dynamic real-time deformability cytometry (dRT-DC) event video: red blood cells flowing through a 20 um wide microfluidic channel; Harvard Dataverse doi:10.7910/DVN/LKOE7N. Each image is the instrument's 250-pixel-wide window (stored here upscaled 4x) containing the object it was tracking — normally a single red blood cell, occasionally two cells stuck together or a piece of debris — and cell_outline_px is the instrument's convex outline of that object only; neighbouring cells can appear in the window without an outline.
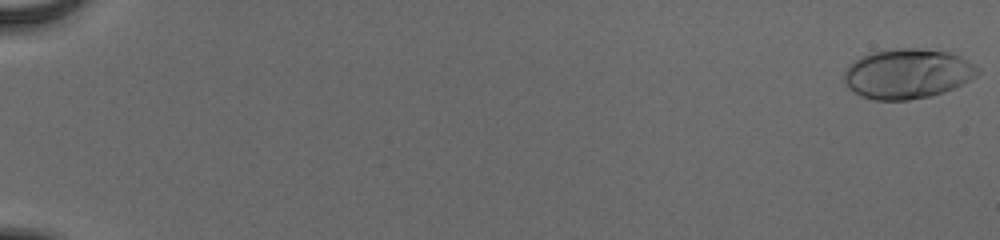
{"species": "human", "species_latin": "Homo sapiens", "temperature_condition": "cold", "stored_images_in_passage": 56, "camera_frame_rate_fps": 3000, "um_per_image_px": 0.085, "donor": {"sex": "male"}, "frame": {"image": 1, "passage_image": 1, "time_ms": 0.0, "image_size_px": [1000, 240], "cell_outline_px": [[980, 72], [976, 76], [944, 92], [932, 96], [908, 100], [872, 100], [860, 96], [852, 92], [844, 84], [844, 72], [848, 64], [852, 60], [868, 52], [896, 48], [916, 48], [948, 52], [960, 56], [980, 68]], "centroid_in_image_um": [77.07, 6.26], "position_along_channel_um": 7.9, "area_um2": 39.25}}
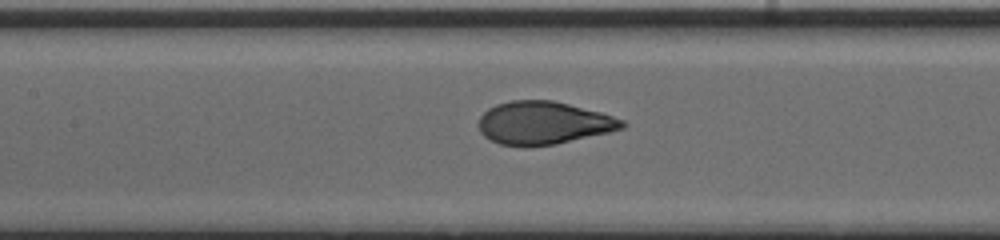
{"frame": {"image": 2, "passage_image": 29, "time_ms": 9.333, "image_size_px": [1000, 240], "cell_outline_px": [[628, 124], [624, 128], [608, 132], [556, 144], [528, 148], [500, 144], [484, 136], [480, 132], [476, 124], [480, 116], [488, 108], [496, 104], [512, 100], [552, 100], [600, 112], [624, 120]], "centroid_in_image_um": [46.15, 10.46], "position_along_channel_um": 161.2, "area_um2": 36.18}}
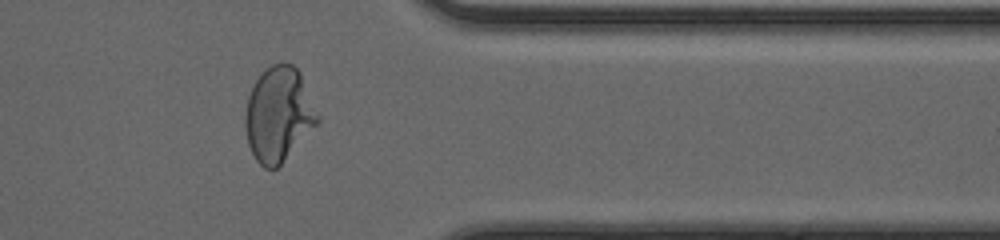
{"frame": {"image": 3, "passage_image": 47, "time_ms": 15.333, "image_size_px": [1000, 240], "cell_outline_px": [[320, 120], [280, 164], [276, 168], [264, 168], [256, 160], [248, 144], [244, 124], [244, 116], [248, 96], [260, 72], [272, 64], [292, 64], [300, 72], [320, 116]], "centroid_in_image_um": [23.66, 9.7], "position_along_channel_um": 387.7, "area_um2": 39.54}, "authors_computed_cell_mechanics": {"area_um2": 36.5585, "velocity_mm_per_s": 3.8939, "shape_relaxation_time_tau1_ms": 4.1376, "shape_relaxation_time_tau2_ms": null, "deformation_change_tau1": 0.2192, "deformation_change_tau2": null}}